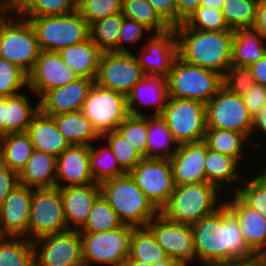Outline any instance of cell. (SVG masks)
<instances>
[{
    "label": "cell",
    "instance_id": "7dc6e473",
    "mask_svg": "<svg viewBox=\"0 0 266 266\" xmlns=\"http://www.w3.org/2000/svg\"><path fill=\"white\" fill-rule=\"evenodd\" d=\"M185 23L190 28L203 31H232L221 10L201 5L188 17Z\"/></svg>",
    "mask_w": 266,
    "mask_h": 266
},
{
    "label": "cell",
    "instance_id": "f907efd6",
    "mask_svg": "<svg viewBox=\"0 0 266 266\" xmlns=\"http://www.w3.org/2000/svg\"><path fill=\"white\" fill-rule=\"evenodd\" d=\"M255 83L249 66L231 65L222 76L223 87L236 95L242 96Z\"/></svg>",
    "mask_w": 266,
    "mask_h": 266
},
{
    "label": "cell",
    "instance_id": "ffe728a7",
    "mask_svg": "<svg viewBox=\"0 0 266 266\" xmlns=\"http://www.w3.org/2000/svg\"><path fill=\"white\" fill-rule=\"evenodd\" d=\"M32 188L19 184L0 206V236L28 239Z\"/></svg>",
    "mask_w": 266,
    "mask_h": 266
},
{
    "label": "cell",
    "instance_id": "f546056e",
    "mask_svg": "<svg viewBox=\"0 0 266 266\" xmlns=\"http://www.w3.org/2000/svg\"><path fill=\"white\" fill-rule=\"evenodd\" d=\"M232 65L250 66L266 53V39L254 28L233 31Z\"/></svg>",
    "mask_w": 266,
    "mask_h": 266
},
{
    "label": "cell",
    "instance_id": "11a10c76",
    "mask_svg": "<svg viewBox=\"0 0 266 266\" xmlns=\"http://www.w3.org/2000/svg\"><path fill=\"white\" fill-rule=\"evenodd\" d=\"M18 185V173L0 163V206L11 191Z\"/></svg>",
    "mask_w": 266,
    "mask_h": 266
},
{
    "label": "cell",
    "instance_id": "cb8c5ba5",
    "mask_svg": "<svg viewBox=\"0 0 266 266\" xmlns=\"http://www.w3.org/2000/svg\"><path fill=\"white\" fill-rule=\"evenodd\" d=\"M167 100L168 82L163 76H144L126 95L128 112L133 116H146L139 110L143 106L153 107L152 116H159Z\"/></svg>",
    "mask_w": 266,
    "mask_h": 266
},
{
    "label": "cell",
    "instance_id": "f5cc1de1",
    "mask_svg": "<svg viewBox=\"0 0 266 266\" xmlns=\"http://www.w3.org/2000/svg\"><path fill=\"white\" fill-rule=\"evenodd\" d=\"M248 114L252 117L266 105V87L255 83L242 95Z\"/></svg>",
    "mask_w": 266,
    "mask_h": 266
},
{
    "label": "cell",
    "instance_id": "6da1fadb",
    "mask_svg": "<svg viewBox=\"0 0 266 266\" xmlns=\"http://www.w3.org/2000/svg\"><path fill=\"white\" fill-rule=\"evenodd\" d=\"M191 227L201 266H226L257 258L247 247L237 218L224 204Z\"/></svg>",
    "mask_w": 266,
    "mask_h": 266
},
{
    "label": "cell",
    "instance_id": "277c9868",
    "mask_svg": "<svg viewBox=\"0 0 266 266\" xmlns=\"http://www.w3.org/2000/svg\"><path fill=\"white\" fill-rule=\"evenodd\" d=\"M219 191L208 182L177 185L160 214L173 222L193 224L223 205L224 202L219 201L223 194Z\"/></svg>",
    "mask_w": 266,
    "mask_h": 266
},
{
    "label": "cell",
    "instance_id": "83f0119b",
    "mask_svg": "<svg viewBox=\"0 0 266 266\" xmlns=\"http://www.w3.org/2000/svg\"><path fill=\"white\" fill-rule=\"evenodd\" d=\"M240 167H242L241 163L235 158L214 152L207 148L205 159L206 182L215 185L219 190L225 189L230 185L234 186L232 183H238V187L231 188L233 189L232 193L238 191L241 184L240 182H242V178H244V171H241L242 168Z\"/></svg>",
    "mask_w": 266,
    "mask_h": 266
},
{
    "label": "cell",
    "instance_id": "8d00e7d4",
    "mask_svg": "<svg viewBox=\"0 0 266 266\" xmlns=\"http://www.w3.org/2000/svg\"><path fill=\"white\" fill-rule=\"evenodd\" d=\"M0 266H35L33 241L0 236Z\"/></svg>",
    "mask_w": 266,
    "mask_h": 266
},
{
    "label": "cell",
    "instance_id": "816d5d0a",
    "mask_svg": "<svg viewBox=\"0 0 266 266\" xmlns=\"http://www.w3.org/2000/svg\"><path fill=\"white\" fill-rule=\"evenodd\" d=\"M152 33L153 32L144 24L124 18L117 40V52L132 53V49L125 44L130 43L135 46V43H142V37L147 39Z\"/></svg>",
    "mask_w": 266,
    "mask_h": 266
},
{
    "label": "cell",
    "instance_id": "be15d7a7",
    "mask_svg": "<svg viewBox=\"0 0 266 266\" xmlns=\"http://www.w3.org/2000/svg\"><path fill=\"white\" fill-rule=\"evenodd\" d=\"M15 14L9 7L7 0H0V21L12 17Z\"/></svg>",
    "mask_w": 266,
    "mask_h": 266
},
{
    "label": "cell",
    "instance_id": "b9f144b4",
    "mask_svg": "<svg viewBox=\"0 0 266 266\" xmlns=\"http://www.w3.org/2000/svg\"><path fill=\"white\" fill-rule=\"evenodd\" d=\"M124 224L116 212L100 194L94 201L87 222L79 230L82 233H97L122 227Z\"/></svg>",
    "mask_w": 266,
    "mask_h": 266
},
{
    "label": "cell",
    "instance_id": "d4e9b609",
    "mask_svg": "<svg viewBox=\"0 0 266 266\" xmlns=\"http://www.w3.org/2000/svg\"><path fill=\"white\" fill-rule=\"evenodd\" d=\"M66 226L68 230H80L87 222L90 210L100 195V184L60 188Z\"/></svg>",
    "mask_w": 266,
    "mask_h": 266
},
{
    "label": "cell",
    "instance_id": "03108f58",
    "mask_svg": "<svg viewBox=\"0 0 266 266\" xmlns=\"http://www.w3.org/2000/svg\"><path fill=\"white\" fill-rule=\"evenodd\" d=\"M229 266H262V258H256L252 261H241L232 263Z\"/></svg>",
    "mask_w": 266,
    "mask_h": 266
},
{
    "label": "cell",
    "instance_id": "9a60e30c",
    "mask_svg": "<svg viewBox=\"0 0 266 266\" xmlns=\"http://www.w3.org/2000/svg\"><path fill=\"white\" fill-rule=\"evenodd\" d=\"M144 76L134 52H102L95 83L126 96Z\"/></svg>",
    "mask_w": 266,
    "mask_h": 266
},
{
    "label": "cell",
    "instance_id": "a7ac6f4b",
    "mask_svg": "<svg viewBox=\"0 0 266 266\" xmlns=\"http://www.w3.org/2000/svg\"><path fill=\"white\" fill-rule=\"evenodd\" d=\"M122 266H150V264L135 260H126Z\"/></svg>",
    "mask_w": 266,
    "mask_h": 266
},
{
    "label": "cell",
    "instance_id": "484cf974",
    "mask_svg": "<svg viewBox=\"0 0 266 266\" xmlns=\"http://www.w3.org/2000/svg\"><path fill=\"white\" fill-rule=\"evenodd\" d=\"M27 133L34 150L45 152L55 158L70 146L60 133L54 118L40 110L32 117Z\"/></svg>",
    "mask_w": 266,
    "mask_h": 266
},
{
    "label": "cell",
    "instance_id": "f1b7e54d",
    "mask_svg": "<svg viewBox=\"0 0 266 266\" xmlns=\"http://www.w3.org/2000/svg\"><path fill=\"white\" fill-rule=\"evenodd\" d=\"M56 158L42 151L34 150L32 156L18 174L19 184L29 188H50L56 186Z\"/></svg>",
    "mask_w": 266,
    "mask_h": 266
},
{
    "label": "cell",
    "instance_id": "6125c7cd",
    "mask_svg": "<svg viewBox=\"0 0 266 266\" xmlns=\"http://www.w3.org/2000/svg\"><path fill=\"white\" fill-rule=\"evenodd\" d=\"M6 97L0 96V136L5 135Z\"/></svg>",
    "mask_w": 266,
    "mask_h": 266
},
{
    "label": "cell",
    "instance_id": "5b68a950",
    "mask_svg": "<svg viewBox=\"0 0 266 266\" xmlns=\"http://www.w3.org/2000/svg\"><path fill=\"white\" fill-rule=\"evenodd\" d=\"M168 97L190 99L207 104L223 86L222 75L182 60L175 59L169 75Z\"/></svg>",
    "mask_w": 266,
    "mask_h": 266
},
{
    "label": "cell",
    "instance_id": "8992f818",
    "mask_svg": "<svg viewBox=\"0 0 266 266\" xmlns=\"http://www.w3.org/2000/svg\"><path fill=\"white\" fill-rule=\"evenodd\" d=\"M24 18L33 26L41 51L58 52L90 38V25L78 10L64 15Z\"/></svg>",
    "mask_w": 266,
    "mask_h": 266
},
{
    "label": "cell",
    "instance_id": "d6a6232c",
    "mask_svg": "<svg viewBox=\"0 0 266 266\" xmlns=\"http://www.w3.org/2000/svg\"><path fill=\"white\" fill-rule=\"evenodd\" d=\"M26 93L6 97L5 134L27 132L32 117L39 111V103L32 104Z\"/></svg>",
    "mask_w": 266,
    "mask_h": 266
},
{
    "label": "cell",
    "instance_id": "ee69618b",
    "mask_svg": "<svg viewBox=\"0 0 266 266\" xmlns=\"http://www.w3.org/2000/svg\"><path fill=\"white\" fill-rule=\"evenodd\" d=\"M143 157L147 158L148 115H128L116 130Z\"/></svg>",
    "mask_w": 266,
    "mask_h": 266
},
{
    "label": "cell",
    "instance_id": "4fadbf2b",
    "mask_svg": "<svg viewBox=\"0 0 266 266\" xmlns=\"http://www.w3.org/2000/svg\"><path fill=\"white\" fill-rule=\"evenodd\" d=\"M146 227L153 233L168 258L175 259L181 266H189L192 262L201 266L191 224L170 221L159 213Z\"/></svg>",
    "mask_w": 266,
    "mask_h": 266
},
{
    "label": "cell",
    "instance_id": "db71d44e",
    "mask_svg": "<svg viewBox=\"0 0 266 266\" xmlns=\"http://www.w3.org/2000/svg\"><path fill=\"white\" fill-rule=\"evenodd\" d=\"M159 16L171 27L177 26V2L176 0H147Z\"/></svg>",
    "mask_w": 266,
    "mask_h": 266
},
{
    "label": "cell",
    "instance_id": "e575fe53",
    "mask_svg": "<svg viewBox=\"0 0 266 266\" xmlns=\"http://www.w3.org/2000/svg\"><path fill=\"white\" fill-rule=\"evenodd\" d=\"M247 140L249 141V139L240 132L224 129H206L203 139L208 149L231 156L239 163L247 157L244 153L246 151L243 150L248 146L246 144V142H248Z\"/></svg>",
    "mask_w": 266,
    "mask_h": 266
},
{
    "label": "cell",
    "instance_id": "f6af8a7d",
    "mask_svg": "<svg viewBox=\"0 0 266 266\" xmlns=\"http://www.w3.org/2000/svg\"><path fill=\"white\" fill-rule=\"evenodd\" d=\"M100 139L101 141L105 140L120 167L126 173L130 172L144 158L116 130L101 135Z\"/></svg>",
    "mask_w": 266,
    "mask_h": 266
},
{
    "label": "cell",
    "instance_id": "d590c367",
    "mask_svg": "<svg viewBox=\"0 0 266 266\" xmlns=\"http://www.w3.org/2000/svg\"><path fill=\"white\" fill-rule=\"evenodd\" d=\"M178 144L170 130L159 116H148L147 158L169 159Z\"/></svg>",
    "mask_w": 266,
    "mask_h": 266
},
{
    "label": "cell",
    "instance_id": "9f6ffc18",
    "mask_svg": "<svg viewBox=\"0 0 266 266\" xmlns=\"http://www.w3.org/2000/svg\"><path fill=\"white\" fill-rule=\"evenodd\" d=\"M176 2L177 26H179L200 6L201 0H176Z\"/></svg>",
    "mask_w": 266,
    "mask_h": 266
},
{
    "label": "cell",
    "instance_id": "e0dca14e",
    "mask_svg": "<svg viewBox=\"0 0 266 266\" xmlns=\"http://www.w3.org/2000/svg\"><path fill=\"white\" fill-rule=\"evenodd\" d=\"M145 44V45H144ZM141 47L140 55H135L145 76L168 77L178 56L177 37L174 28L160 33H152Z\"/></svg>",
    "mask_w": 266,
    "mask_h": 266
},
{
    "label": "cell",
    "instance_id": "f35d334b",
    "mask_svg": "<svg viewBox=\"0 0 266 266\" xmlns=\"http://www.w3.org/2000/svg\"><path fill=\"white\" fill-rule=\"evenodd\" d=\"M121 13L124 18L144 24L153 33L171 28L147 0H122Z\"/></svg>",
    "mask_w": 266,
    "mask_h": 266
},
{
    "label": "cell",
    "instance_id": "4dcf8cb0",
    "mask_svg": "<svg viewBox=\"0 0 266 266\" xmlns=\"http://www.w3.org/2000/svg\"><path fill=\"white\" fill-rule=\"evenodd\" d=\"M60 133L70 145L90 146L100 141V135L82 111L62 113L52 116Z\"/></svg>",
    "mask_w": 266,
    "mask_h": 266
},
{
    "label": "cell",
    "instance_id": "8fae6325",
    "mask_svg": "<svg viewBox=\"0 0 266 266\" xmlns=\"http://www.w3.org/2000/svg\"><path fill=\"white\" fill-rule=\"evenodd\" d=\"M81 111L100 136L117 130L129 115L124 94L103 88L95 82L88 92Z\"/></svg>",
    "mask_w": 266,
    "mask_h": 266
},
{
    "label": "cell",
    "instance_id": "c3c4849f",
    "mask_svg": "<svg viewBox=\"0 0 266 266\" xmlns=\"http://www.w3.org/2000/svg\"><path fill=\"white\" fill-rule=\"evenodd\" d=\"M122 0H77V10L91 25L97 20L121 13Z\"/></svg>",
    "mask_w": 266,
    "mask_h": 266
},
{
    "label": "cell",
    "instance_id": "44dd1931",
    "mask_svg": "<svg viewBox=\"0 0 266 266\" xmlns=\"http://www.w3.org/2000/svg\"><path fill=\"white\" fill-rule=\"evenodd\" d=\"M206 154L207 145L203 140L177 146L175 153L169 158L175 186L206 182Z\"/></svg>",
    "mask_w": 266,
    "mask_h": 266
},
{
    "label": "cell",
    "instance_id": "6f0895ef",
    "mask_svg": "<svg viewBox=\"0 0 266 266\" xmlns=\"http://www.w3.org/2000/svg\"><path fill=\"white\" fill-rule=\"evenodd\" d=\"M259 132L263 133H260L259 137L262 138L261 135H263L266 139V105L252 116L251 136L254 137V134L258 135Z\"/></svg>",
    "mask_w": 266,
    "mask_h": 266
},
{
    "label": "cell",
    "instance_id": "9c48e42d",
    "mask_svg": "<svg viewBox=\"0 0 266 266\" xmlns=\"http://www.w3.org/2000/svg\"><path fill=\"white\" fill-rule=\"evenodd\" d=\"M159 117L165 122L178 145L204 139L206 115L205 104L201 102L168 97Z\"/></svg>",
    "mask_w": 266,
    "mask_h": 266
},
{
    "label": "cell",
    "instance_id": "60d3db41",
    "mask_svg": "<svg viewBox=\"0 0 266 266\" xmlns=\"http://www.w3.org/2000/svg\"><path fill=\"white\" fill-rule=\"evenodd\" d=\"M258 2L255 0H224L221 11L230 30L253 28Z\"/></svg>",
    "mask_w": 266,
    "mask_h": 266
},
{
    "label": "cell",
    "instance_id": "d6986e66",
    "mask_svg": "<svg viewBox=\"0 0 266 266\" xmlns=\"http://www.w3.org/2000/svg\"><path fill=\"white\" fill-rule=\"evenodd\" d=\"M226 190L230 199H223V204L237 218L247 247L257 258H266V218L248 206L236 193Z\"/></svg>",
    "mask_w": 266,
    "mask_h": 266
},
{
    "label": "cell",
    "instance_id": "7bdbcfd3",
    "mask_svg": "<svg viewBox=\"0 0 266 266\" xmlns=\"http://www.w3.org/2000/svg\"><path fill=\"white\" fill-rule=\"evenodd\" d=\"M260 172V173H258ZM256 176L243 178L236 194L252 209L266 218V172L261 169L254 172ZM246 179V180H244ZM246 181V182H245Z\"/></svg>",
    "mask_w": 266,
    "mask_h": 266
},
{
    "label": "cell",
    "instance_id": "2644e50d",
    "mask_svg": "<svg viewBox=\"0 0 266 266\" xmlns=\"http://www.w3.org/2000/svg\"><path fill=\"white\" fill-rule=\"evenodd\" d=\"M255 1H257L258 3H260V2H264L266 0H255Z\"/></svg>",
    "mask_w": 266,
    "mask_h": 266
},
{
    "label": "cell",
    "instance_id": "003e7915",
    "mask_svg": "<svg viewBox=\"0 0 266 266\" xmlns=\"http://www.w3.org/2000/svg\"><path fill=\"white\" fill-rule=\"evenodd\" d=\"M150 266H181L175 259L167 258L164 261L150 264Z\"/></svg>",
    "mask_w": 266,
    "mask_h": 266
},
{
    "label": "cell",
    "instance_id": "4316f807",
    "mask_svg": "<svg viewBox=\"0 0 266 266\" xmlns=\"http://www.w3.org/2000/svg\"><path fill=\"white\" fill-rule=\"evenodd\" d=\"M58 54L67 67L79 77L95 82L102 51L91 38L63 48L58 51Z\"/></svg>",
    "mask_w": 266,
    "mask_h": 266
},
{
    "label": "cell",
    "instance_id": "680465c9",
    "mask_svg": "<svg viewBox=\"0 0 266 266\" xmlns=\"http://www.w3.org/2000/svg\"><path fill=\"white\" fill-rule=\"evenodd\" d=\"M249 67L255 82L266 87V53L260 60L252 63Z\"/></svg>",
    "mask_w": 266,
    "mask_h": 266
},
{
    "label": "cell",
    "instance_id": "94428289",
    "mask_svg": "<svg viewBox=\"0 0 266 266\" xmlns=\"http://www.w3.org/2000/svg\"><path fill=\"white\" fill-rule=\"evenodd\" d=\"M32 0H7L9 7L16 14L21 13Z\"/></svg>",
    "mask_w": 266,
    "mask_h": 266
},
{
    "label": "cell",
    "instance_id": "836d02e7",
    "mask_svg": "<svg viewBox=\"0 0 266 266\" xmlns=\"http://www.w3.org/2000/svg\"><path fill=\"white\" fill-rule=\"evenodd\" d=\"M168 257L147 227H134L130 238V252L127 260L154 264Z\"/></svg>",
    "mask_w": 266,
    "mask_h": 266
},
{
    "label": "cell",
    "instance_id": "603a6c76",
    "mask_svg": "<svg viewBox=\"0 0 266 266\" xmlns=\"http://www.w3.org/2000/svg\"><path fill=\"white\" fill-rule=\"evenodd\" d=\"M90 148L70 145L57 158L56 187L82 186L95 183L90 172ZM64 184H61L63 183Z\"/></svg>",
    "mask_w": 266,
    "mask_h": 266
},
{
    "label": "cell",
    "instance_id": "89a4df30",
    "mask_svg": "<svg viewBox=\"0 0 266 266\" xmlns=\"http://www.w3.org/2000/svg\"><path fill=\"white\" fill-rule=\"evenodd\" d=\"M262 266H266V258H262Z\"/></svg>",
    "mask_w": 266,
    "mask_h": 266
},
{
    "label": "cell",
    "instance_id": "7c38bea8",
    "mask_svg": "<svg viewBox=\"0 0 266 266\" xmlns=\"http://www.w3.org/2000/svg\"><path fill=\"white\" fill-rule=\"evenodd\" d=\"M206 129H224L244 134L251 142L252 117L241 95L223 86L205 105Z\"/></svg>",
    "mask_w": 266,
    "mask_h": 266
},
{
    "label": "cell",
    "instance_id": "5bb4252c",
    "mask_svg": "<svg viewBox=\"0 0 266 266\" xmlns=\"http://www.w3.org/2000/svg\"><path fill=\"white\" fill-rule=\"evenodd\" d=\"M129 173L159 211L168 203L175 188L169 159L144 157Z\"/></svg>",
    "mask_w": 266,
    "mask_h": 266
},
{
    "label": "cell",
    "instance_id": "1f68e13d",
    "mask_svg": "<svg viewBox=\"0 0 266 266\" xmlns=\"http://www.w3.org/2000/svg\"><path fill=\"white\" fill-rule=\"evenodd\" d=\"M34 151L27 132L0 136V163L20 173Z\"/></svg>",
    "mask_w": 266,
    "mask_h": 266
},
{
    "label": "cell",
    "instance_id": "ba28073f",
    "mask_svg": "<svg viewBox=\"0 0 266 266\" xmlns=\"http://www.w3.org/2000/svg\"><path fill=\"white\" fill-rule=\"evenodd\" d=\"M131 225L97 233L80 232L84 266H122L129 257Z\"/></svg>",
    "mask_w": 266,
    "mask_h": 266
},
{
    "label": "cell",
    "instance_id": "681fc988",
    "mask_svg": "<svg viewBox=\"0 0 266 266\" xmlns=\"http://www.w3.org/2000/svg\"><path fill=\"white\" fill-rule=\"evenodd\" d=\"M77 10V0H32L20 13L23 17L64 15Z\"/></svg>",
    "mask_w": 266,
    "mask_h": 266
},
{
    "label": "cell",
    "instance_id": "3957f363",
    "mask_svg": "<svg viewBox=\"0 0 266 266\" xmlns=\"http://www.w3.org/2000/svg\"><path fill=\"white\" fill-rule=\"evenodd\" d=\"M100 194L126 225L146 227L160 213L129 172L102 182Z\"/></svg>",
    "mask_w": 266,
    "mask_h": 266
},
{
    "label": "cell",
    "instance_id": "2e32d148",
    "mask_svg": "<svg viewBox=\"0 0 266 266\" xmlns=\"http://www.w3.org/2000/svg\"><path fill=\"white\" fill-rule=\"evenodd\" d=\"M33 245L35 266H84L79 230L46 235Z\"/></svg>",
    "mask_w": 266,
    "mask_h": 266
},
{
    "label": "cell",
    "instance_id": "30bf717a",
    "mask_svg": "<svg viewBox=\"0 0 266 266\" xmlns=\"http://www.w3.org/2000/svg\"><path fill=\"white\" fill-rule=\"evenodd\" d=\"M67 230L60 188H32L28 240Z\"/></svg>",
    "mask_w": 266,
    "mask_h": 266
},
{
    "label": "cell",
    "instance_id": "7402d4cb",
    "mask_svg": "<svg viewBox=\"0 0 266 266\" xmlns=\"http://www.w3.org/2000/svg\"><path fill=\"white\" fill-rule=\"evenodd\" d=\"M94 81L79 77L64 86L46 91L38 100L39 110L49 116L81 111Z\"/></svg>",
    "mask_w": 266,
    "mask_h": 266
},
{
    "label": "cell",
    "instance_id": "bcb514c9",
    "mask_svg": "<svg viewBox=\"0 0 266 266\" xmlns=\"http://www.w3.org/2000/svg\"><path fill=\"white\" fill-rule=\"evenodd\" d=\"M28 88V74L15 64L0 58V96L7 97Z\"/></svg>",
    "mask_w": 266,
    "mask_h": 266
},
{
    "label": "cell",
    "instance_id": "91938a15",
    "mask_svg": "<svg viewBox=\"0 0 266 266\" xmlns=\"http://www.w3.org/2000/svg\"><path fill=\"white\" fill-rule=\"evenodd\" d=\"M253 28L266 39V1L258 3L256 21Z\"/></svg>",
    "mask_w": 266,
    "mask_h": 266
},
{
    "label": "cell",
    "instance_id": "74e56055",
    "mask_svg": "<svg viewBox=\"0 0 266 266\" xmlns=\"http://www.w3.org/2000/svg\"><path fill=\"white\" fill-rule=\"evenodd\" d=\"M104 144L98 148L97 146L94 147L96 144L93 143L89 146L90 172L94 178V182L97 184L126 173L120 167L117 158L113 155L108 144Z\"/></svg>",
    "mask_w": 266,
    "mask_h": 266
},
{
    "label": "cell",
    "instance_id": "7a4b0ae2",
    "mask_svg": "<svg viewBox=\"0 0 266 266\" xmlns=\"http://www.w3.org/2000/svg\"><path fill=\"white\" fill-rule=\"evenodd\" d=\"M174 29L182 60L222 76L232 65L233 31H203L190 28L185 22Z\"/></svg>",
    "mask_w": 266,
    "mask_h": 266
},
{
    "label": "cell",
    "instance_id": "ac0fdd59",
    "mask_svg": "<svg viewBox=\"0 0 266 266\" xmlns=\"http://www.w3.org/2000/svg\"><path fill=\"white\" fill-rule=\"evenodd\" d=\"M78 78L58 52L41 51L28 73V89L40 98L46 91L64 86Z\"/></svg>",
    "mask_w": 266,
    "mask_h": 266
},
{
    "label": "cell",
    "instance_id": "e7e4bbea",
    "mask_svg": "<svg viewBox=\"0 0 266 266\" xmlns=\"http://www.w3.org/2000/svg\"><path fill=\"white\" fill-rule=\"evenodd\" d=\"M224 0H201L200 5L221 10Z\"/></svg>",
    "mask_w": 266,
    "mask_h": 266
},
{
    "label": "cell",
    "instance_id": "52a82bcc",
    "mask_svg": "<svg viewBox=\"0 0 266 266\" xmlns=\"http://www.w3.org/2000/svg\"><path fill=\"white\" fill-rule=\"evenodd\" d=\"M13 16L0 21V58L17 65L28 74L41 49L29 20L20 13Z\"/></svg>",
    "mask_w": 266,
    "mask_h": 266
},
{
    "label": "cell",
    "instance_id": "ab89813d",
    "mask_svg": "<svg viewBox=\"0 0 266 266\" xmlns=\"http://www.w3.org/2000/svg\"><path fill=\"white\" fill-rule=\"evenodd\" d=\"M124 16L117 13L90 25V38L102 52H117V40Z\"/></svg>",
    "mask_w": 266,
    "mask_h": 266
}]
</instances>
